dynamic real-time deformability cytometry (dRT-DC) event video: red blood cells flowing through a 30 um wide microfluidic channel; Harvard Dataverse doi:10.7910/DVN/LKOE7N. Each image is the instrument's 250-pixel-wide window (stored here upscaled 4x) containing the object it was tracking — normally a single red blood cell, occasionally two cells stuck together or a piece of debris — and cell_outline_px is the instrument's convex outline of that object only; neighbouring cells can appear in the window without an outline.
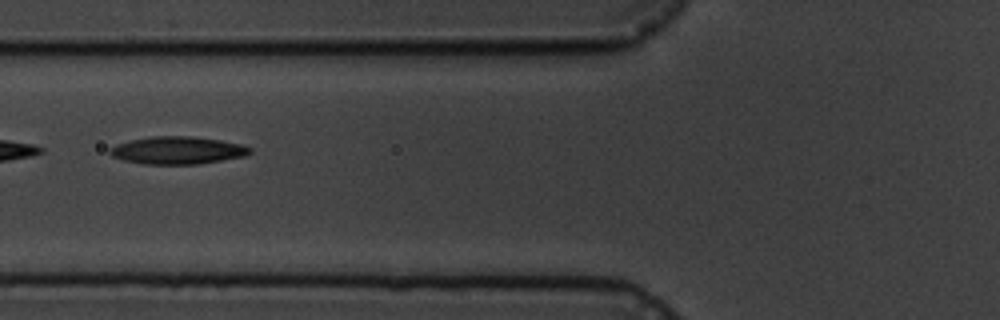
{"species": "common noctule bat (a hibernating species)", "species_latin": "Nyctalus noctula", "temperature_condition": "cold", "stored_images_in_passage": 13, "camera_frame_rate_fps": 3000, "um_per_image_px": 0.085, "animal": {"sex": "male", "body_mass_g": 19.5, "forearm_length_mm": 54.6}, "frame": {"image": 1, "passage_image": 6, "time_ms": 6.667, "image_size_px": [1000, 320], "cell_outline_px": [[252, 152], [244, 156], [196, 164], [144, 164], [124, 160], [112, 156], [108, 152], [108, 148], [116, 144], [132, 140], [152, 136], [192, 136], [220, 140], [240, 144], [252, 148]], "centroid_in_image_um": [15.06, 12.77], "position_along_channel_um": 110.7, "area_um2": 22.37}}
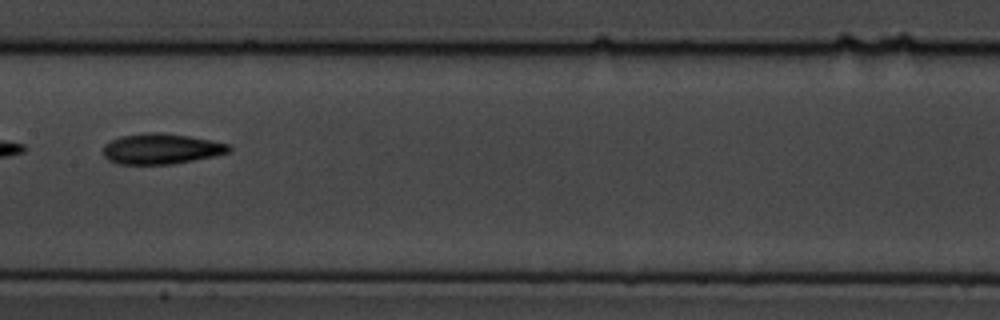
{"frame": {"image": 2, "passage_image": 8, "time_ms": 9.0, "image_size_px": [1000, 320], "cell_outline_px": [[232, 148], [228, 152], [212, 156], [172, 164], [116, 164], [108, 160], [104, 156], [104, 144], [120, 136], [144, 132], [160, 132], [188, 136], [212, 140], [228, 144]], "centroid_in_image_um": [13.66, 12.64], "position_along_channel_um": 193.7, "area_um2": 22.31}}
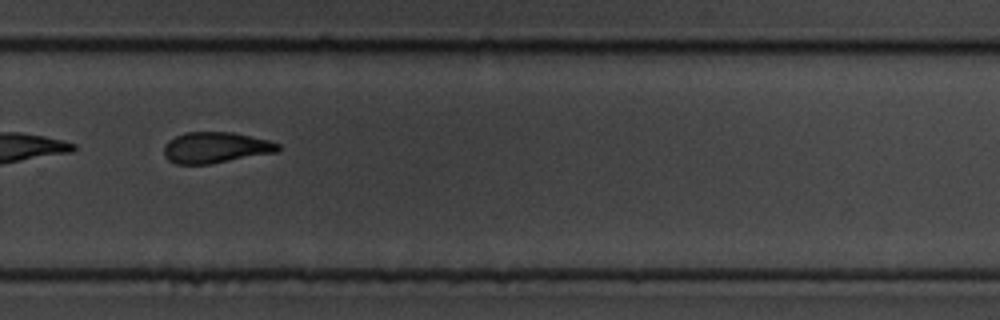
{"frame": {"image": 3, "passage_image": 11, "time_ms": 12.333, "image_size_px": [1000, 320], "cell_outline_px": [[280, 152], [208, 164], [176, 164], [168, 160], [164, 156], [164, 144], [168, 140], [184, 132], [232, 132], [268, 140], [280, 144]], "centroid_in_image_um": [18.33, 12.54], "position_along_channel_um": 311.5, "area_um2": 20.75}, "authors_computed_cell_mechanics": {"area_um2": 22.3108, "velocity_mm_per_s": 3.5463, "shape_relaxation_time_tau1_ms": 2.8181, "shape_relaxation_time_tau2_ms": 5.1761, "deformation_change_tau1": 0.0943, "deformation_change_tau2": 0.1295}}